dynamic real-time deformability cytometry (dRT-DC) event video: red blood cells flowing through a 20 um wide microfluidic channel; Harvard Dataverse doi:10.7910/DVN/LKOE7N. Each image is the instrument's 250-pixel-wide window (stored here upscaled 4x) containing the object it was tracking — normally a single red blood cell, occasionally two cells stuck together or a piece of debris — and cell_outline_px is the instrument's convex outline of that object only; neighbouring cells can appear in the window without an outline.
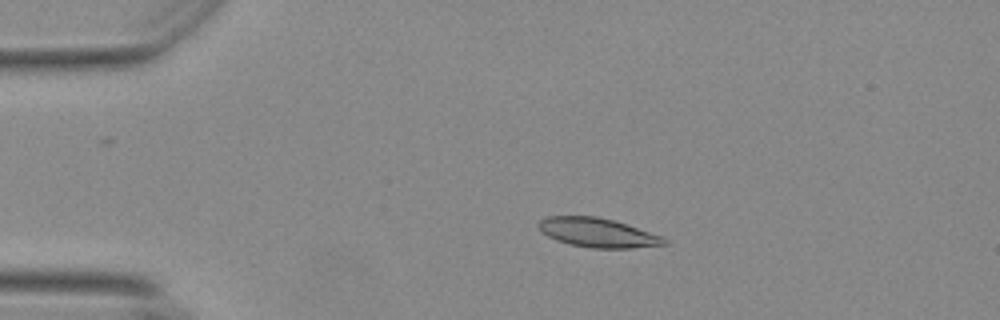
{"species": "Egyptian fruit bat (a non-hibernating species)", "species_latin": "Rousettus aegyptiacus", "temperature_condition": "warm", "stored_images_in_passage": 55, "camera_frame_rate_fps": 3000, "um_per_image_px": 0.085, "animal": {"sex": "female"}, "frame": {"image": 1, "passage_image": 11, "time_ms": 3.333, "image_size_px": [1000, 320], "cell_outline_px": [[668, 244], [632, 248], [592, 248], [572, 244], [556, 240], [548, 236], [536, 224], [540, 220], [548, 216], [596, 216], [612, 220], [664, 236], [668, 240]], "centroid_in_image_um": [50.84, 19.78], "position_along_channel_um": 34.2, "area_um2": 21.21}}
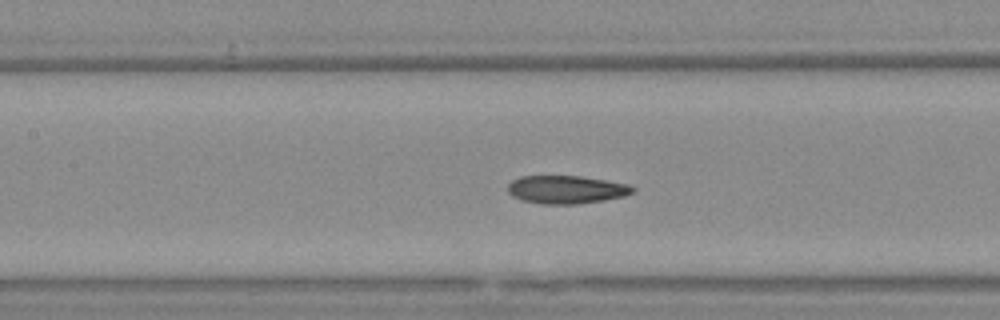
{"frame": {"image": 2, "passage_image": 25, "time_ms": 8.0, "image_size_px": [1000, 320], "cell_outline_px": [[636, 188], [632, 192], [624, 196], [576, 204], [540, 204], [520, 200], [512, 196], [508, 192], [508, 184], [512, 180], [520, 176], [580, 176], [628, 184]], "centroid_in_image_um": [48.08, 16.11], "position_along_channel_um": 159.3, "area_um2": 20.35}}
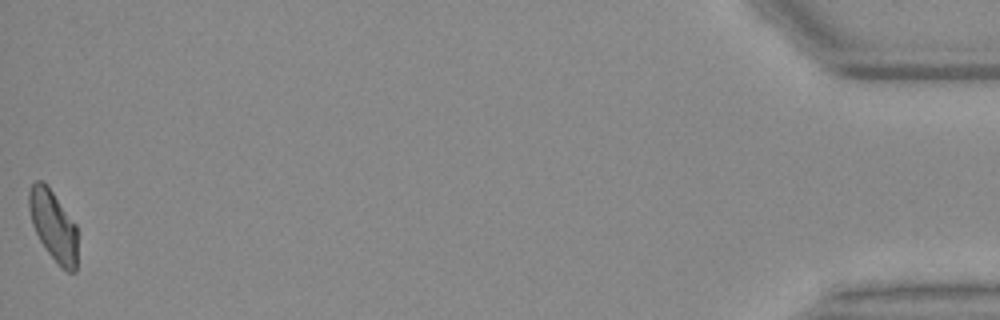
{"frame": {"image": 3, "passage_image": 55, "time_ms": 18.0, "image_size_px": [1000, 320], "cell_outline_px": [[76, 272], [68, 272], [60, 268], [44, 248], [32, 224], [28, 208], [28, 192], [32, 184], [36, 180], [44, 180], [76, 224]], "centroid_in_image_um": [4.51, 19.17], "position_along_channel_um": 430.7, "area_um2": 20.06}, "authors_computed_cell_mechanics": {"area_um2": 20.808, "velocity_mm_per_s": 3.6816, "shape_relaxation_time_tau1_ms": null, "shape_relaxation_time_tau2_ms": 2.9196, "deformation_change_tau1": null, "deformation_change_tau2": 0.0881}}